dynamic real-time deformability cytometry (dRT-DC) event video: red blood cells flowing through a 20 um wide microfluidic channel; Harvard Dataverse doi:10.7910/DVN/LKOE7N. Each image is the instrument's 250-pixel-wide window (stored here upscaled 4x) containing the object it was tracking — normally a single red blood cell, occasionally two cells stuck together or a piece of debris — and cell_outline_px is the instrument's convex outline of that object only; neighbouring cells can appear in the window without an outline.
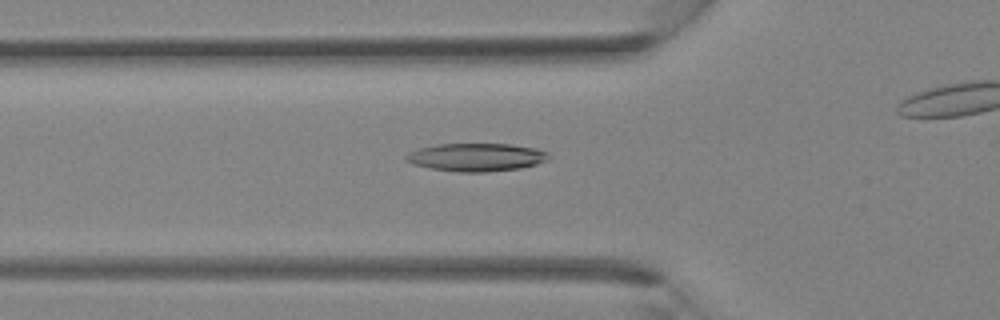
{"species": "Egyptian fruit bat (a non-hibernating species)", "species_latin": "Rousettus aegyptiacus", "temperature_condition": "room temperature", "stored_images_in_passage": 24, "camera_frame_rate_fps": 3000, "um_per_image_px": 0.085, "animal": {"sex": "female"}, "frame": {"image": 1, "passage_image": 6, "time_ms": 1.667, "image_size_px": [1000, 320], "cell_outline_px": [[548, 160], [536, 164], [520, 168], [484, 172], [460, 172], [432, 168], [416, 164], [408, 160], [404, 156], [408, 152], [420, 148], [436, 144], [508, 144], [536, 148], [548, 152]], "centroid_in_image_um": [40.51, 13.35], "position_along_channel_um": 85.3, "area_um2": 23.0}}
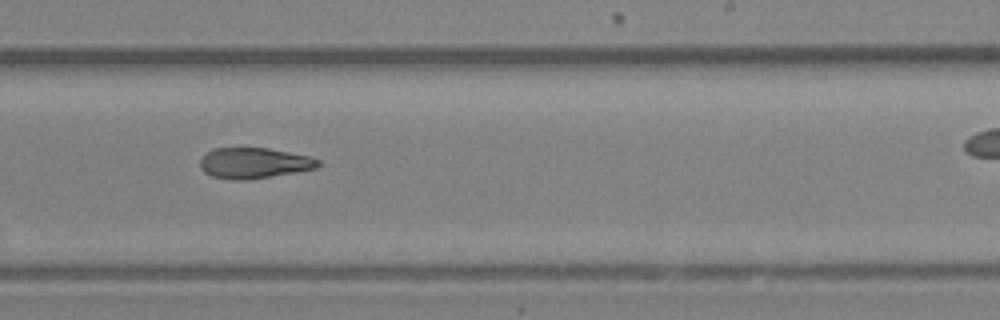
{"frame": {"image": 2, "passage_image": 16, "time_ms": 5.0, "image_size_px": [1000, 320], "cell_outline_px": [[320, 164], [316, 168], [296, 172], [248, 180], [232, 180], [212, 176], [204, 172], [200, 168], [200, 160], [208, 152], [216, 148], [268, 148], [308, 156], [320, 160]], "centroid_in_image_um": [21.59, 13.87], "position_along_channel_um": 267.4, "area_um2": 20.98}}
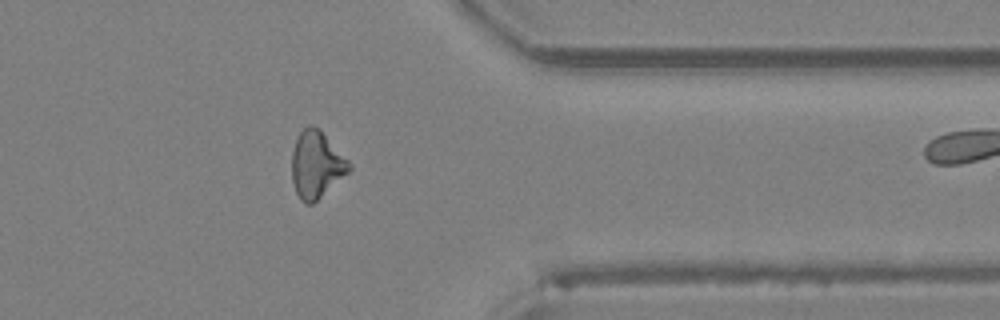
{"frame": {"image": 3, "passage_image": 23, "time_ms": 7.333, "image_size_px": [1000, 320], "cell_outline_px": [[352, 168], [348, 172], [312, 204], [304, 204], [300, 200], [296, 192], [292, 180], [292, 152], [296, 140], [300, 132], [308, 124], [312, 124], [320, 128], [352, 164]], "centroid_in_image_um": [26.89, 13.97], "position_along_channel_um": 384.5, "area_um2": 22.31}}